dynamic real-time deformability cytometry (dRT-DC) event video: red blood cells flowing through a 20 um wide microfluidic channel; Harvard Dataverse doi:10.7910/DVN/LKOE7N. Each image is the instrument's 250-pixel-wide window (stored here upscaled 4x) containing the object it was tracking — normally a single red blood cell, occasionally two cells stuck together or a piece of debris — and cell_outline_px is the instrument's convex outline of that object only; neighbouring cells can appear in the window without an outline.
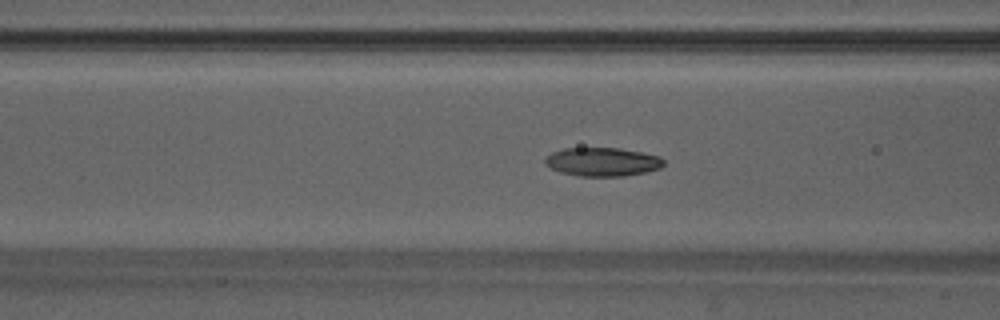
{"species": "Egyptian fruit bat (a non-hibernating species)", "species_latin": "Rousettus aegyptiacus", "temperature_condition": "warm", "stored_images_in_passage": 35, "camera_frame_rate_fps": 3000, "um_per_image_px": 0.085, "animal": {"sex": "male"}, "frame": {"image": 1, "passage_image": 6, "time_ms": 1.667, "image_size_px": [1000, 320], "cell_outline_px": [[664, 164], [660, 168], [644, 172], [624, 176], [580, 176], [560, 172], [544, 164], [544, 160], [552, 152], [564, 148], [620, 148], [660, 156], [664, 160]], "centroid_in_image_um": [51.2, 13.75], "position_along_channel_um": 115.4, "area_um2": 19.71}}
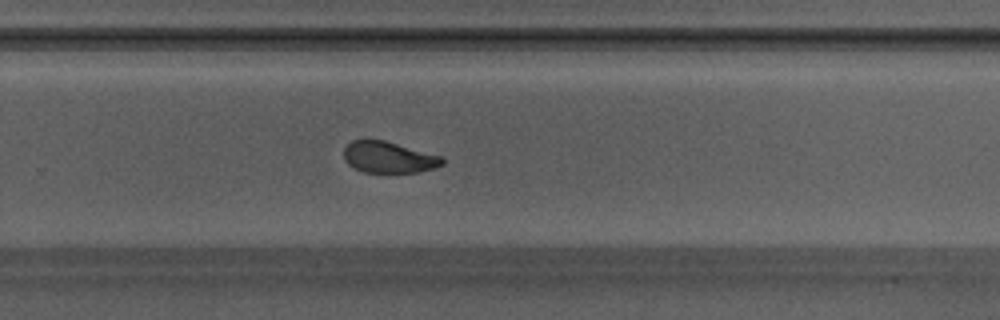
{"frame": {"image": 2, "passage_image": 19, "time_ms": 6.0, "image_size_px": [1000, 320], "cell_outline_px": [[444, 164], [420, 172], [364, 172], [348, 164], [344, 160], [344, 148], [352, 140], [384, 140], [440, 156], [444, 160]], "centroid_in_image_um": [33.01, 13.37], "position_along_channel_um": 296.8, "area_um2": 17.69}}
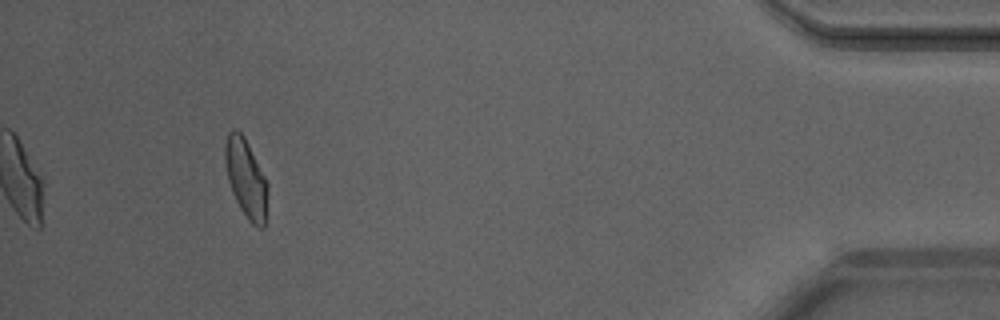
{"frame": {"image": 3, "passage_image": 32, "time_ms": 10.333, "image_size_px": [1000, 320], "cell_outline_px": [[268, 188], [264, 228], [256, 228], [248, 220], [240, 208], [232, 192], [228, 180], [224, 160], [224, 144], [228, 132], [232, 128], [236, 128], [244, 136], [268, 184]], "centroid_in_image_um": [20.89, 15.15], "position_along_channel_um": 414.3, "area_um2": 19.54}, "authors_computed_cell_mechanics": {"area_um2": 19.5364, "velocity_mm_per_s": 4.1899, "shape_relaxation_time_tau1_ms": 3.4131, "shape_relaxation_time_tau2_ms": 1.5366, "deformation_change_tau1": 0.1315, "deformation_change_tau2": 0.0715}}